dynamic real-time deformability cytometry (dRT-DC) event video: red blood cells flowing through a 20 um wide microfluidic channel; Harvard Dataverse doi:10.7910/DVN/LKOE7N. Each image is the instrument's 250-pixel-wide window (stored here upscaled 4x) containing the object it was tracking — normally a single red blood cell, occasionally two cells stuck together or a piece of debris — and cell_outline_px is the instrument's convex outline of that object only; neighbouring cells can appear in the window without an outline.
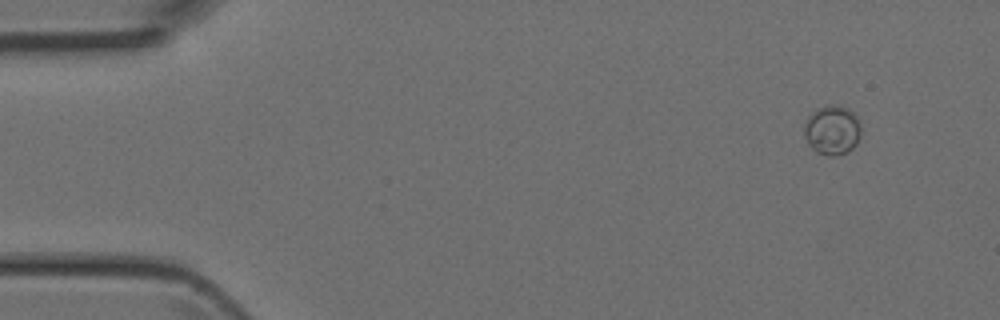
{"species": "Egyptian fruit bat (a non-hibernating species)", "species_latin": "Rousettus aegyptiacus", "temperature_condition": "room temperature", "stored_images_in_passage": 6, "camera_frame_rate_fps": 3000, "um_per_image_px": 0.085, "animal": {"sex": "female"}, "frame": {"image": 1, "passage_image": 1, "time_ms": 0.0, "image_size_px": [1000, 320], "cell_outline_px": [[860, 136], [856, 144], [848, 152], [836, 156], [828, 156], [816, 152], [808, 144], [804, 136], [804, 124], [808, 116], [816, 108], [828, 104], [840, 104], [848, 108], [860, 120]], "centroid_in_image_um": [70.73, 11.04], "position_along_channel_um": 14.3, "area_um2": 16.76}}
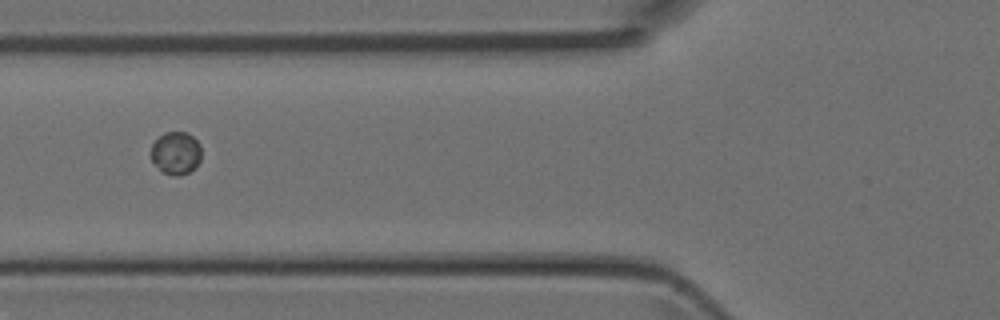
{"frame": {"image": 2, "passage_image": 5, "time_ms": 1.333, "image_size_px": [1000, 320], "cell_outline_px": [[200, 160], [196, 168], [180, 176], [176, 176], [160, 172], [152, 160], [152, 144], [164, 132], [188, 132], [200, 144]], "centroid_in_image_um": [14.96, 13.02], "position_along_channel_um": 110.8, "area_um2": 12.6}}
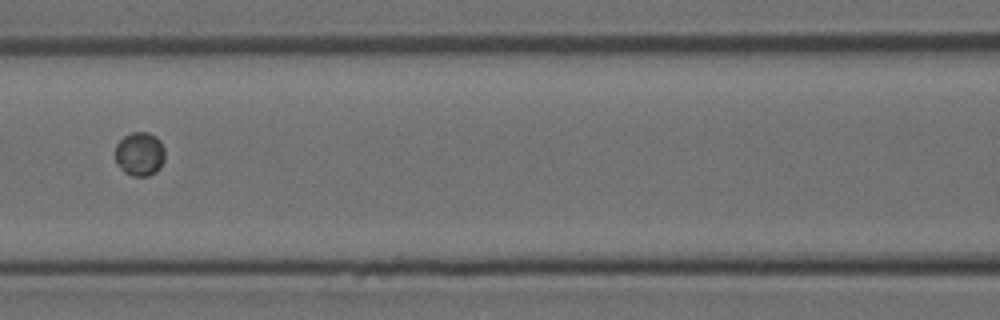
{"frame": {"image": 3, "passage_image": 6, "time_ms": 1.667, "image_size_px": [1000, 320], "cell_outline_px": [[164, 160], [160, 168], [156, 172], [148, 176], [132, 176], [124, 172], [116, 164], [116, 144], [124, 136], [132, 132], [148, 132], [156, 136], [160, 140], [164, 148]], "centroid_in_image_um": [11.88, 13.09], "position_along_channel_um": 154.7, "area_um2": 12.83}}